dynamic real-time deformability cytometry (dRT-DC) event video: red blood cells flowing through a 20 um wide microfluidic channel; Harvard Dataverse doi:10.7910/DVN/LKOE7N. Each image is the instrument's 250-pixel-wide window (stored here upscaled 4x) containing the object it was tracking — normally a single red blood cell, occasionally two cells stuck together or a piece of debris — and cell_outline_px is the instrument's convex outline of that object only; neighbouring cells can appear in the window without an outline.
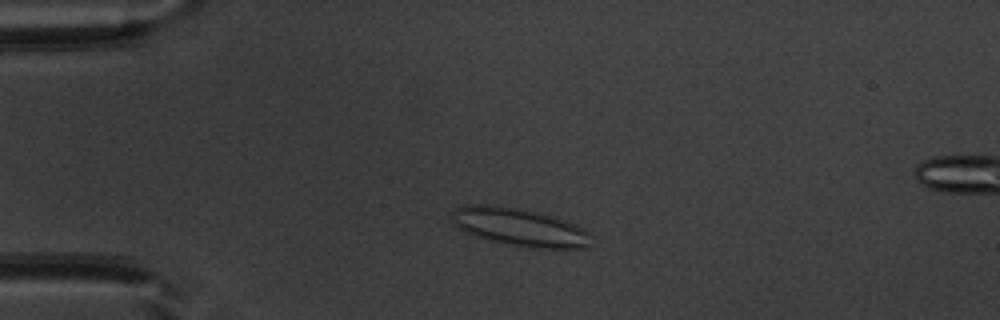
{"species": "common noctule bat (a hibernating species)", "species_latin": "Nyctalus noctula", "temperature_condition": "warm", "stored_images_in_passage": 47, "camera_frame_rate_fps": 3000, "um_per_image_px": 0.085, "animal": {"sex": "male", "body_mass_g": 20.1, "forearm_length_mm": 53.5}, "frame": {"image": 1, "passage_image": 8, "time_ms": 2.333, "image_size_px": [1000, 320], "cell_outline_px": [[588, 248], [532, 248], [504, 244], [468, 232], [452, 224], [452, 212], [456, 208], [464, 204], [488, 204], [516, 208], [536, 212], [564, 220], [576, 224], [584, 228], [588, 232]], "centroid_in_image_um": [44.14, 19.3], "position_along_channel_um": 40.9, "area_um2": 30.35}}
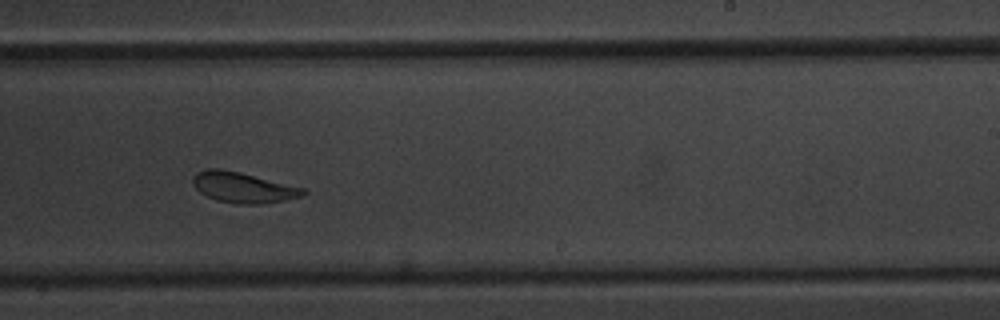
{"frame": {"image": 2, "passage_image": 28, "time_ms": 9.0, "image_size_px": [1000, 320], "cell_outline_px": [[308, 192], [304, 196], [288, 200], [264, 204], [236, 204], [216, 200], [200, 192], [192, 184], [192, 176], [196, 172], [208, 168], [220, 168], [240, 172], [304, 188]], "centroid_in_image_um": [20.67, 15.94], "position_along_channel_um": 268.3, "area_um2": 19.88}}
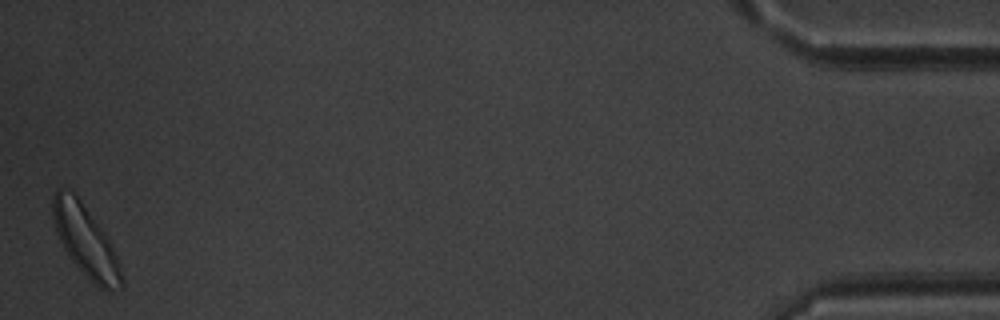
{"frame": {"image": 3, "passage_image": 47, "time_ms": 15.333, "image_size_px": [1000, 320], "cell_outline_px": [[124, 284], [120, 288], [108, 292], [92, 284], [72, 260], [64, 248], [56, 232], [52, 216], [52, 196], [56, 188], [68, 188], [76, 192], [108, 240], [116, 256]], "centroid_in_image_um": [7.23, 20.46], "position_along_channel_um": 428.0, "area_um2": 28.32}, "authors_computed_cell_mechanics": {"area_um2": 21.386, "velocity_mm_per_s": 3.8811, "shape_relaxation_time_tau1_ms": 5.8994, "shape_relaxation_time_tau2_ms": 1.7161, "deformation_change_tau1": 0.1284, "deformation_change_tau2": 0.0886}}